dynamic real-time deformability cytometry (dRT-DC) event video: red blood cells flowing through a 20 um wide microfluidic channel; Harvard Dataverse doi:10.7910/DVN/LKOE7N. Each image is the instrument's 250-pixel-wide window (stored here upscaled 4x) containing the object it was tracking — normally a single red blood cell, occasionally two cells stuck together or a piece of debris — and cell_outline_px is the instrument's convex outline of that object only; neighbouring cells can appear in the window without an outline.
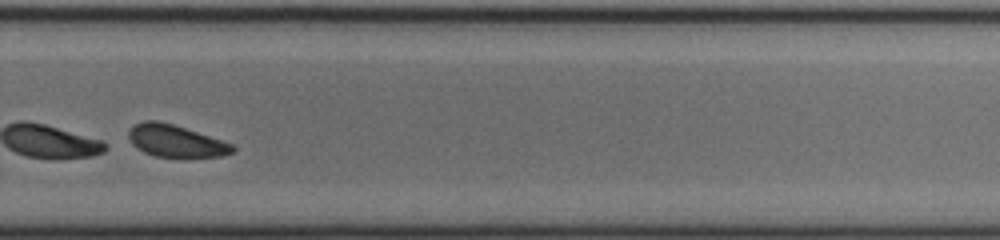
{"species": "common noctule bat (a hibernating species)", "species_latin": "Nyctalus noctula", "temperature_condition": "cold", "stored_images_in_passage": 46, "camera_frame_rate_fps": 3000, "um_per_image_px": 0.085, "animal": {"sex": "male", "body_mass_g": 20.0, "forearm_length_mm": 53.3}, "frame": {"image": 1, "passage_image": 29, "time_ms": 9.333, "image_size_px": [1000, 240], "cell_outline_px": [[236, 152], [220, 156], [184, 160], [156, 156], [144, 152], [136, 148], [132, 144], [128, 136], [128, 132], [136, 124], [144, 120], [156, 120], [172, 124], [232, 144], [236, 148]], "centroid_in_image_um": [14.96, 12.04], "position_along_channel_um": 314.8, "area_um2": 19.88}}